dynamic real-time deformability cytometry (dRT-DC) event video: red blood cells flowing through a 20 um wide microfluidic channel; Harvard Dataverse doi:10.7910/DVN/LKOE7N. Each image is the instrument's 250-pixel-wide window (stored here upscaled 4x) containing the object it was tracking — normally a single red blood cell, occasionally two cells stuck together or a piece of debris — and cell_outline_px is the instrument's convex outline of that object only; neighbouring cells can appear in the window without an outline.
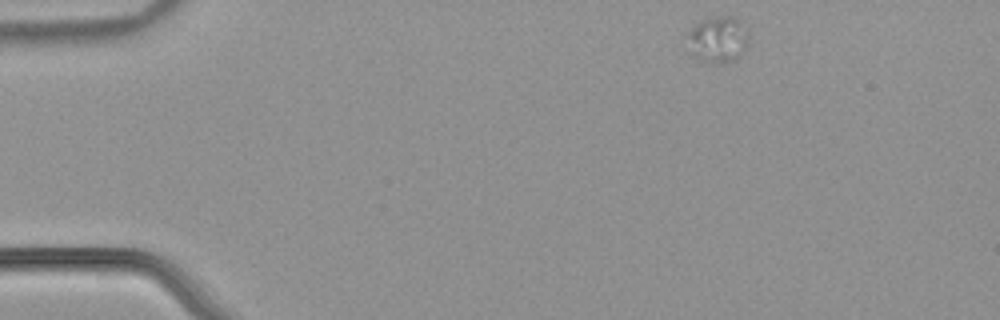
{"species": "common noctule bat (a hibernating species)", "species_latin": "Nyctalus noctula", "temperature_condition": "warm", "stored_images_in_passage": 47, "camera_frame_rate_fps": 3000, "um_per_image_px": 0.085, "animal": {"sex": "male", "body_mass_g": 21.5, "forearm_length_mm": 52.0}, "frame": {"image": 1, "passage_image": 1, "time_ms": 0.0, "image_size_px": [1000, 320], "cell_outline_px": [[748, 48], [736, 60], [724, 64], [720, 64], [696, 60], [692, 56], [688, 36], [688, 32], [700, 20], [716, 16], [736, 16]], "centroid_in_image_um": [60.97, 3.41], "position_along_channel_um": 24.0, "area_um2": 16.24}}
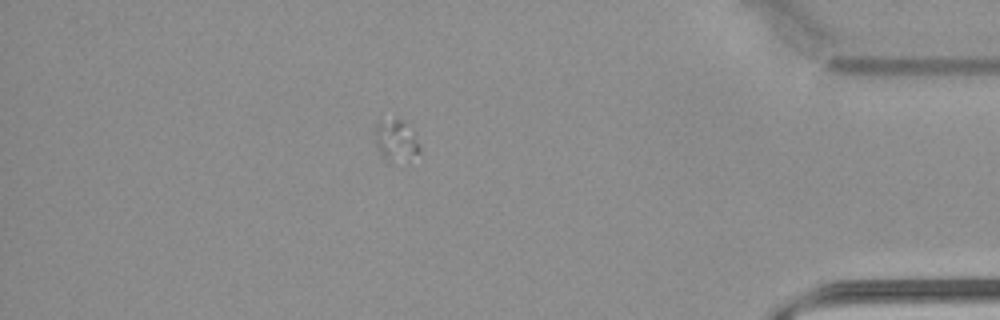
{"frame": {"image": 2, "passage_image": 40, "time_ms": 13.0, "image_size_px": [1000, 320], "cell_outline_px": [[420, 152], [412, 156], [384, 160], [380, 156], [376, 148], [372, 128], [380, 120], [404, 120], [420, 144]], "centroid_in_image_um": [33.57, 11.88], "position_along_channel_um": 401.6, "area_um2": 10.58}}
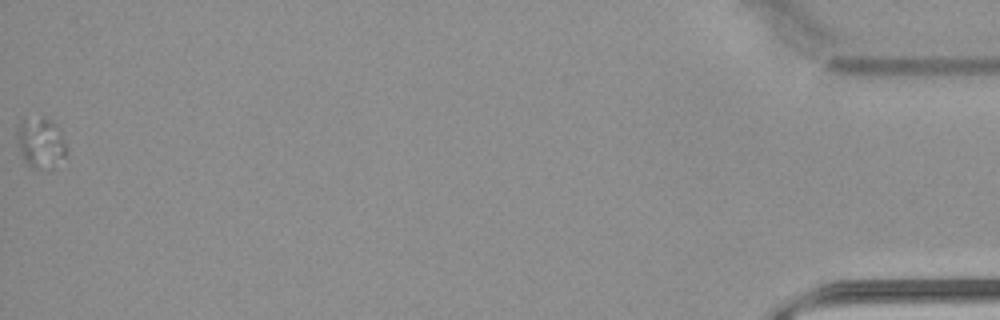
{"frame": {"image": 3, "passage_image": 47, "time_ms": 15.333, "image_size_px": [1000, 320], "cell_outline_px": [[68, 156], [60, 160], [36, 168], [32, 168], [24, 160], [20, 152], [16, 140], [16, 124], [20, 120], [44, 116], [56, 124], [60, 128], [68, 152]], "centroid_in_image_um": [3.43, 12.04], "position_along_channel_um": 431.8, "area_um2": 14.51}}